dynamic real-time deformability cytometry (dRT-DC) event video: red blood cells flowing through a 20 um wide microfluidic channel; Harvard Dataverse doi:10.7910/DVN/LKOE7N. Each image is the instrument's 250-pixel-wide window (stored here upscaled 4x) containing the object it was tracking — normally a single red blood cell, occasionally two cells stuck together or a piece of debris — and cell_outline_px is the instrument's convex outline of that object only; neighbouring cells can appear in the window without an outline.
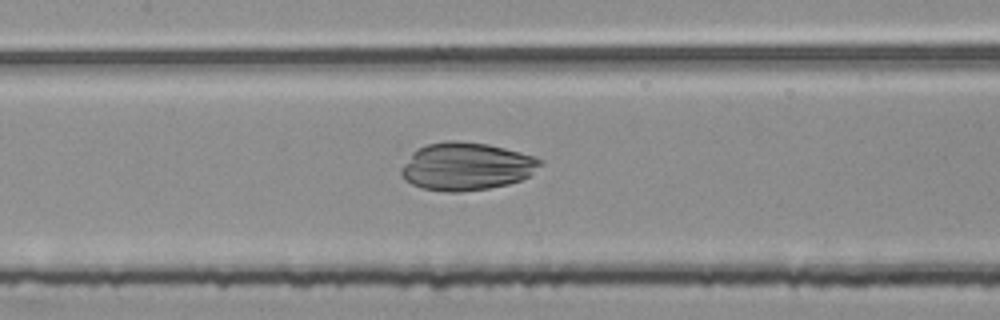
{"species": "common noctule bat (a hibernating species)", "species_latin": "Nyctalus noctula", "temperature_condition": "room temperature", "stored_images_in_passage": 47, "camera_frame_rate_fps": 3000, "um_per_image_px": 0.085, "animal": {"sex": "female", "body_mass_g": 25.1}, "frame": {"image": 1, "passage_image": 18, "time_ms": 5.667, "image_size_px": [1000, 320], "cell_outline_px": [[544, 164], [532, 176], [508, 184], [488, 188], [460, 192], [448, 192], [420, 188], [404, 180], [400, 172], [400, 168], [412, 152], [428, 144], [448, 140], [456, 140], [488, 144], [520, 152], [544, 160]], "centroid_in_image_um": [39.66, 14.15], "position_along_channel_um": 167.7, "area_um2": 39.02}}
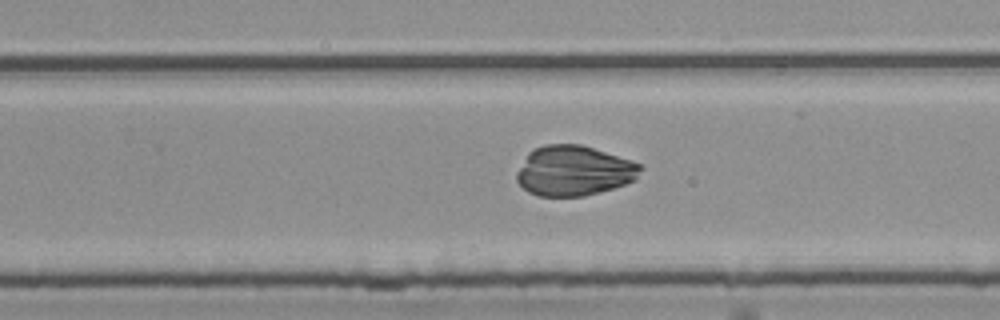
{"frame": {"image": 2, "passage_image": 27, "time_ms": 8.667, "image_size_px": [1000, 320], "cell_outline_px": [[644, 168], [636, 180], [612, 188], [584, 196], [536, 196], [528, 192], [516, 180], [516, 172], [528, 152], [544, 144], [580, 144], [640, 164]], "centroid_in_image_um": [48.75, 14.52], "position_along_channel_um": 281.0, "area_um2": 35.95}}
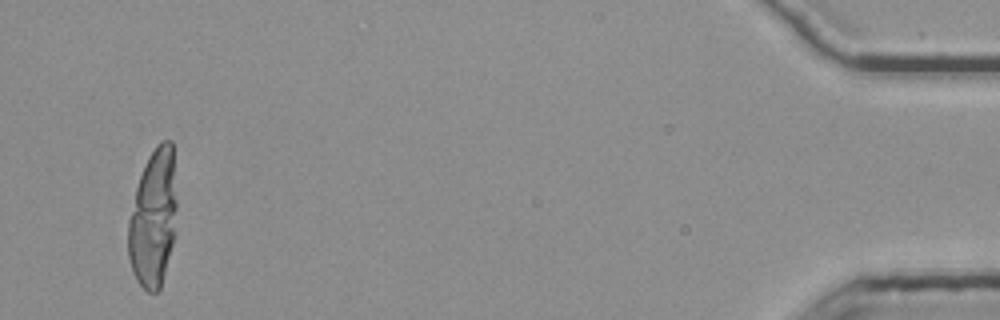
{"frame": {"image": 3, "passage_image": 45, "time_ms": 14.667, "image_size_px": [1000, 320], "cell_outline_px": [[176, 208], [172, 244], [160, 288], [156, 292], [148, 292], [136, 280], [132, 272], [128, 256], [128, 220], [136, 188], [140, 176], [148, 156], [156, 144], [160, 140], [172, 140], [176, 200]], "centroid_in_image_um": [13.01, 18.53], "position_along_channel_um": 422.2, "area_um2": 38.78}}